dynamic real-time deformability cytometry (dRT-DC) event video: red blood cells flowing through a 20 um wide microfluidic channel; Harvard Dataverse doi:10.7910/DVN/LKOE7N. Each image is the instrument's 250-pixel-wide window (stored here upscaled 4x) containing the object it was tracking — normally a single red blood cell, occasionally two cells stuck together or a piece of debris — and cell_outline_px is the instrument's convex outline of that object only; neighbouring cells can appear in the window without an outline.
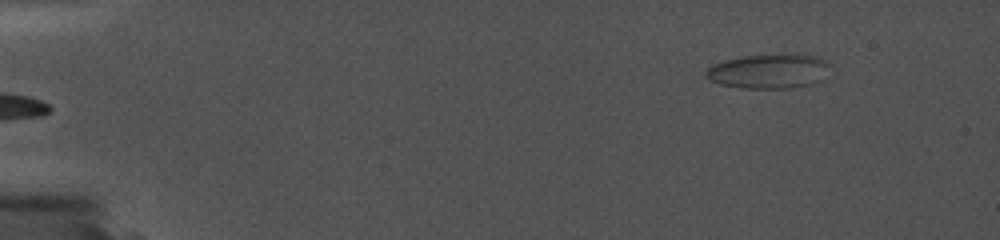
{"species": "common noctule bat (a hibernating species)", "species_latin": "Nyctalus noctula", "temperature_condition": "cold", "stored_images_in_passage": 3, "camera_frame_rate_fps": 5000, "um_per_image_px": 0.085, "animal": {"sex": "female", "body_mass_g": 19.0, "forearm_length_mm": 56.7}, "frame": {"image": 1, "passage_image": 2, "time_ms": 0.2, "image_size_px": [1000, 240], "cell_outline_px": [[816, 60], [748, 84], [728, 84], [712, 80], [708, 76], [708, 68], [716, 64], [728, 60], [748, 56], [804, 56]], "centroid_in_image_um": [64.07, 5.81], "position_along_channel_um": 20.9, "area_um2": 13.99}}